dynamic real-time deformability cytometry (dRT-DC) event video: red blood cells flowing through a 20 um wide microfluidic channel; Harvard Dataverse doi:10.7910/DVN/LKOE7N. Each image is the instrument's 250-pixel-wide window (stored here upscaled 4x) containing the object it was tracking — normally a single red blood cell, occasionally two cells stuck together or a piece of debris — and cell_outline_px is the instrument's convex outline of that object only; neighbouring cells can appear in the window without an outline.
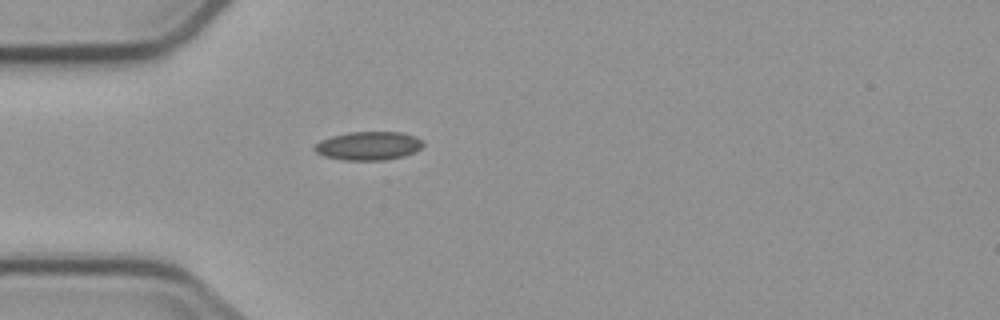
{"species": "common noctule bat (a hibernating species)", "species_latin": "Nyctalus noctula", "temperature_condition": "cold", "stored_images_in_passage": 1, "camera_frame_rate_fps": 3000, "um_per_image_px": 0.085, "animal": {"sex": "male", "body_mass_g": 23.1, "forearm_length_mm": 52.7}, "frame": {"image": 1, "passage_image": 1, "time_ms": 0.0, "image_size_px": [1000, 320], "cell_outline_px": [[424, 144], [416, 152], [404, 156], [384, 160], [344, 160], [324, 156], [316, 152], [312, 148], [320, 140], [332, 136], [348, 132], [400, 132], [416, 136], [424, 140]], "centroid_in_image_um": [31.34, 12.39], "position_along_channel_um": 53.7, "area_um2": 18.21}}